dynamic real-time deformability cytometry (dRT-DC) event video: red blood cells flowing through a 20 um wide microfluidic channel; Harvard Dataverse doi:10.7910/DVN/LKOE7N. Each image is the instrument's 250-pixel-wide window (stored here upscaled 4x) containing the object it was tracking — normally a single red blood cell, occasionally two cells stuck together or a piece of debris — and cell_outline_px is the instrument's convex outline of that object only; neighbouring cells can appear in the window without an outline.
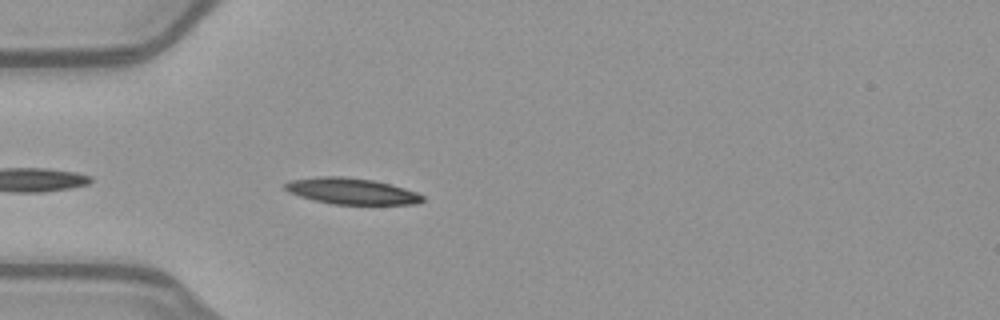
{"species": "common noctule bat (a hibernating species)", "species_latin": "Nyctalus noctula", "temperature_condition": "warm", "stored_images_in_passage": 16, "camera_frame_rate_fps": 3000, "um_per_image_px": 0.085, "animal": {"sex": "female", "body_mass_g": 21.9}, "frame": {"image": 1, "passage_image": 3, "time_ms": 0.667, "image_size_px": [1000, 320], "cell_outline_px": [[424, 200], [416, 204], [332, 204], [300, 196], [288, 192], [284, 188], [284, 184], [292, 180], [320, 176], [344, 176], [372, 180], [404, 188], [416, 192], [424, 196]], "centroid_in_image_um": [29.88, 16.24], "position_along_channel_um": 55.1, "area_um2": 20.75}}
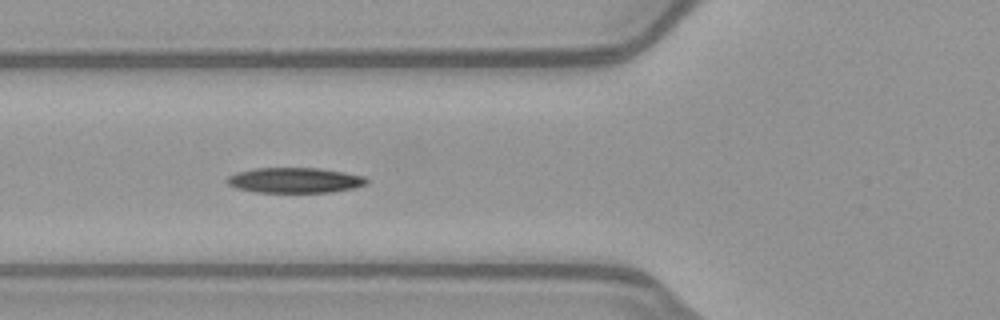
{"frame": {"image": 2, "passage_image": 7, "time_ms": 2.0, "image_size_px": [1000, 320], "cell_outline_px": [[368, 184], [356, 188], [332, 192], [256, 192], [236, 188], [228, 184], [224, 180], [228, 176], [236, 172], [256, 168], [316, 168], [344, 172], [364, 176], [368, 180]], "centroid_in_image_um": [25.06, 15.32], "position_along_channel_um": 100.7, "area_um2": 20.69}}
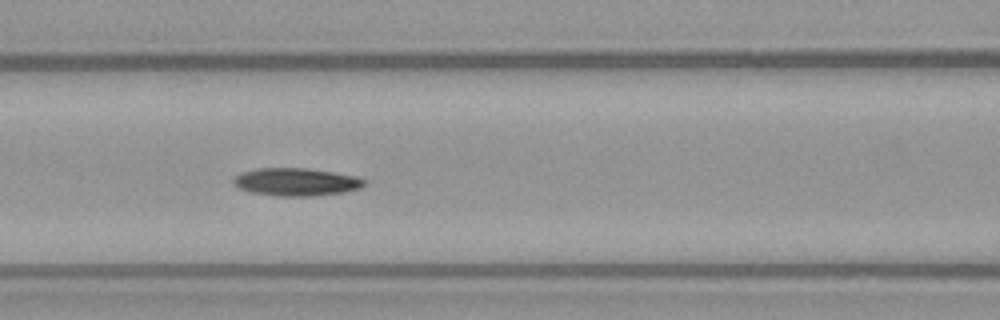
{"frame": {"image": 3, "passage_image": 10, "time_ms": 3.0, "image_size_px": [1000, 320], "cell_outline_px": [[364, 184], [360, 188], [344, 192], [312, 196], [276, 196], [252, 192], [240, 188], [232, 184], [232, 180], [240, 172], [256, 168], [308, 168], [356, 176], [364, 180]], "centroid_in_image_um": [25.13, 15.46], "position_along_channel_um": 141.5, "area_um2": 21.15}}